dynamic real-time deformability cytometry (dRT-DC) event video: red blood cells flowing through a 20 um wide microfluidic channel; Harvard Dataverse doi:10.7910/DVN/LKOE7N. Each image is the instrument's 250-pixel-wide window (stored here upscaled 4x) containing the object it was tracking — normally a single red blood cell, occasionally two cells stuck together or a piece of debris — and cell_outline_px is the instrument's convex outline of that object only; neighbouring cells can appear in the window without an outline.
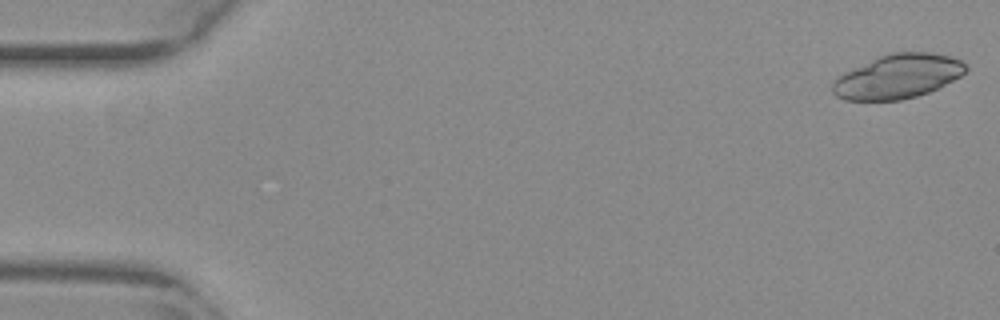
{"species": "common noctule bat (a hibernating species)", "species_latin": "Nyctalus noctula", "temperature_condition": "warm", "stored_images_in_passage": 19, "camera_frame_rate_fps": 3000, "um_per_image_px": 0.085, "animal": {"sex": "female", "body_mass_g": 29.2, "forearm_length_mm": 56.3}, "frame": {"image": 1, "passage_image": 1, "time_ms": 0.0, "image_size_px": [1000, 320], "cell_outline_px": [[968, 68], [960, 76], [928, 92], [916, 96], [900, 100], [844, 100], [836, 96], [832, 92], [832, 84], [844, 72], [888, 52], [932, 52], [952, 56], [960, 60]], "centroid_in_image_um": [76.31, 6.49], "position_along_channel_um": 8.7, "area_um2": 34.04}}